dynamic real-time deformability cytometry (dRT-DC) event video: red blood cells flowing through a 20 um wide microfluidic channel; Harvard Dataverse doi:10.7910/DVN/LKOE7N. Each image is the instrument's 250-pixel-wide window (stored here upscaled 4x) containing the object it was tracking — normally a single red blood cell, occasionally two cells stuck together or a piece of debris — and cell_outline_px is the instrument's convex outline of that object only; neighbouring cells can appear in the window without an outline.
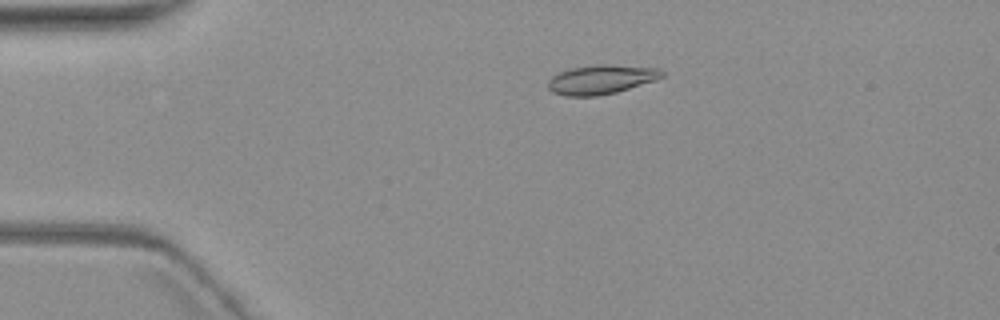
{"species": "common noctule bat (a hibernating species)", "species_latin": "Nyctalus noctula", "temperature_condition": "warm", "stored_images_in_passage": 5, "camera_frame_rate_fps": 3000, "um_per_image_px": 0.085, "animal": {"sex": "female", "body_mass_g": 19.3, "forearm_length_mm": 54.1}, "frame": {"image": 1, "passage_image": 4, "time_ms": 3.667, "image_size_px": [1000, 320], "cell_outline_px": [[664, 76], [656, 80], [616, 92], [596, 96], [564, 96], [552, 92], [548, 88], [548, 80], [552, 76], [560, 72], [572, 68], [596, 64], [612, 64], [660, 68], [664, 72]], "centroid_in_image_um": [51.11, 6.75], "position_along_channel_um": 33.9, "area_um2": 19.54}}